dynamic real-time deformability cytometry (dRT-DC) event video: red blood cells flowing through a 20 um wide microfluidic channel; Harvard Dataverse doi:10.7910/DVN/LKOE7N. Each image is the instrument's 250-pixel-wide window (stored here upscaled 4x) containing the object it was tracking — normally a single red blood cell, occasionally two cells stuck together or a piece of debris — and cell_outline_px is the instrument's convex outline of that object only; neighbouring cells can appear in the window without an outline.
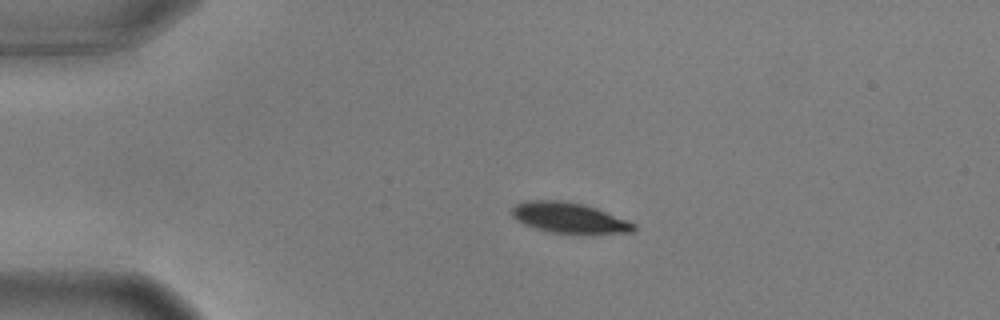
{"species": "common noctule bat (a hibernating species)", "species_latin": "Nyctalus noctula", "temperature_condition": "warm", "stored_images_in_passage": 45, "camera_frame_rate_fps": 3000, "um_per_image_px": 0.085, "animal": {"sex": "male", "body_mass_g": 17.9, "forearm_length_mm": 54.2}, "frame": {"image": 1, "passage_image": 1, "time_ms": 0.0, "image_size_px": [1000, 320], "cell_outline_px": [[636, 228], [632, 232], [548, 232], [524, 224], [516, 220], [512, 216], [512, 208], [516, 204], [528, 200], [560, 200], [584, 204], [596, 208], [628, 220], [636, 224]], "centroid_in_image_um": [48.34, 18.48], "position_along_channel_um": 36.7, "area_um2": 21.21}}
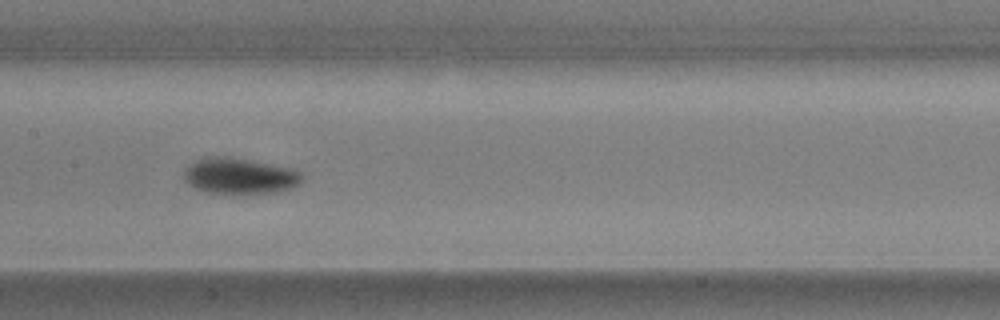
{"frame": {"image": 2, "passage_image": 17, "time_ms": 5.333, "image_size_px": [1000, 320], "cell_outline_px": [[304, 180], [300, 184], [292, 188], [276, 192], [232, 196], [216, 196], [204, 192], [196, 188], [184, 180], [184, 168], [188, 164], [200, 156], [228, 156], [292, 168], [300, 172], [304, 176]], "centroid_in_image_um": [20.33, 14.99], "position_along_channel_um": 187.1, "area_um2": 26.07}}
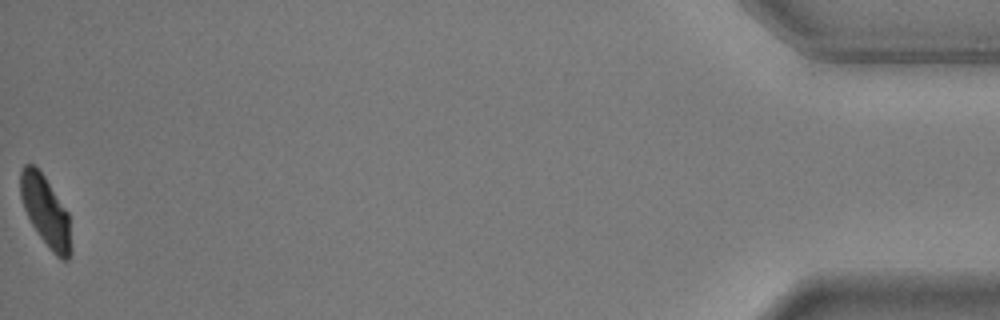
{"frame": {"image": 3, "passage_image": 45, "time_ms": 14.667, "image_size_px": [1000, 320], "cell_outline_px": [[72, 252], [68, 260], [60, 260], [52, 252], [40, 236], [32, 224], [24, 208], [20, 196], [20, 172], [24, 164], [32, 164], [44, 176], [68, 212], [72, 248]], "centroid_in_image_um": [3.9, 17.99], "position_along_channel_um": 431.3, "area_um2": 20.63}, "authors_computed_cell_mechanics": {"area_um2": 23.6402, "velocity_mm_per_s": 3.5935, "shape_relaxation_time_tau1_ms": 2.0425, "shape_relaxation_time_tau2_ms": null, "deformation_change_tau1": 0.1413, "deformation_change_tau2": null}}